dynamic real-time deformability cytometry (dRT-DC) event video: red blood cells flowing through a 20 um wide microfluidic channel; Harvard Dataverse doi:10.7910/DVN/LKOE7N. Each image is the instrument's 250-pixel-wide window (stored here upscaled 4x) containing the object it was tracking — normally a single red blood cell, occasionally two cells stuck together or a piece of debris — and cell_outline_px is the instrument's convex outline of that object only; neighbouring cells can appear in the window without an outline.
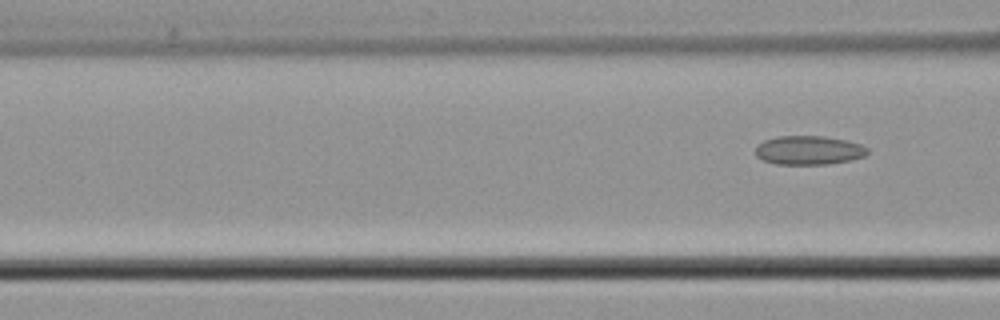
{"species": "common noctule bat (a hibernating species)", "species_latin": "Nyctalus noctula", "temperature_condition": "cold", "stored_images_in_passage": 6, "segment_of_instrument_passage": [2, 2], "camera_frame_rate_fps": 3000, "um_per_image_px": 0.085, "animal": {"sex": "male", "body_mass_g": 21.5, "forearm_length_mm": 52.0}, "frame": {"image": 1, "passage_image": 6, "time_ms": 1.667, "image_size_px": [1000, 320], "cell_outline_px": [[868, 152], [864, 156], [852, 160], [828, 164], [776, 164], [764, 160], [756, 156], [756, 144], [764, 140], [776, 136], [824, 136], [848, 140], [860, 144], [868, 148]], "centroid_in_image_um": [68.75, 12.76], "position_along_channel_um": 97.9, "area_um2": 19.02}}